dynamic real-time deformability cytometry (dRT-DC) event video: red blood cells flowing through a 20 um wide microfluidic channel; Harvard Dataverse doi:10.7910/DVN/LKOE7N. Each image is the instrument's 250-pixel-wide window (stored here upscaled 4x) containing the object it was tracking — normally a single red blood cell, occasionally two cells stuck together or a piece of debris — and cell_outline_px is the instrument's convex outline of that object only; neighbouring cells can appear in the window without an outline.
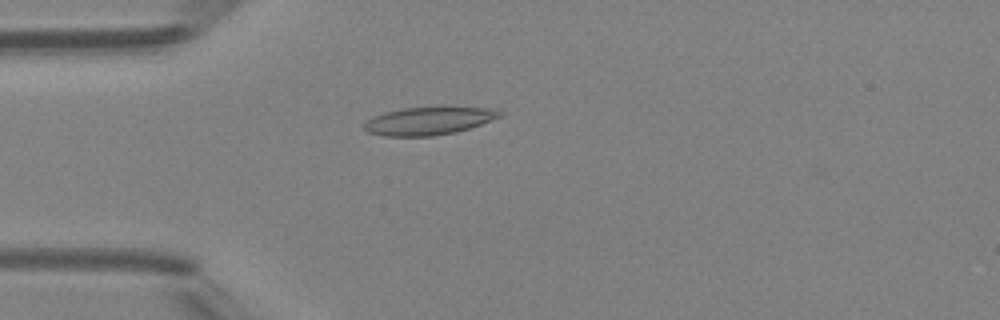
{"species": "Egyptian fruit bat (a non-hibernating species)", "species_latin": "Rousettus aegyptiacus", "temperature_condition": "room temperature", "stored_images_in_passage": 3, "camera_frame_rate_fps": 3000, "um_per_image_px": 0.085, "animal": {"sex": "female"}, "frame": {"image": 1, "passage_image": 3, "time_ms": 2.333, "image_size_px": [1000, 320], "cell_outline_px": [[504, 112], [500, 116], [492, 120], [456, 132], [432, 136], [384, 136], [368, 132], [364, 128], [364, 124], [372, 116], [384, 112], [404, 108], [492, 108]], "centroid_in_image_um": [36.4, 10.29], "position_along_channel_um": 48.6, "area_um2": 21.62}}